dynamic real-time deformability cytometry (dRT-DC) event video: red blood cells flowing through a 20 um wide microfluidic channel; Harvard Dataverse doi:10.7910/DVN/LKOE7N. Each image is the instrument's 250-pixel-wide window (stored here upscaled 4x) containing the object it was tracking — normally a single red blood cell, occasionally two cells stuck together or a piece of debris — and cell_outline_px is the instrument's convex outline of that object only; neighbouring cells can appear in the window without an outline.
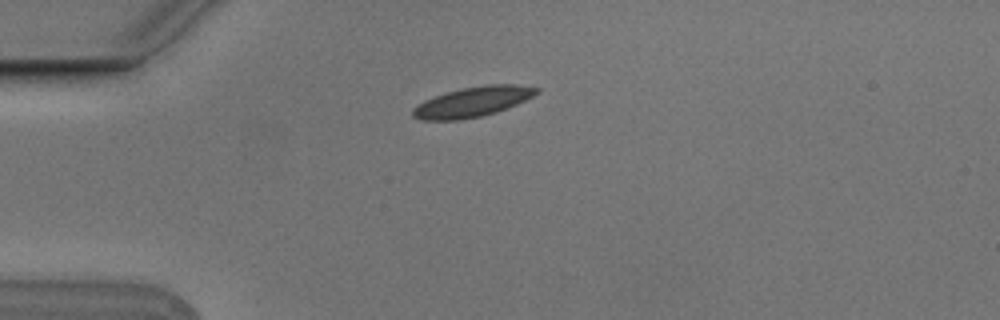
{"species": "Egyptian fruit bat (a non-hibernating species)", "species_latin": "Rousettus aegyptiacus", "temperature_condition": "cold", "stored_images_in_passage": 5, "camera_frame_rate_fps": 3000, "um_per_image_px": 0.085, "animal": {"sex": "male"}, "frame": {"image": 1, "passage_image": 1, "time_ms": 0.0, "image_size_px": [1000, 320], "cell_outline_px": [[540, 92], [508, 108], [496, 112], [480, 116], [460, 120], [420, 120], [412, 116], [412, 108], [424, 100], [460, 88], [484, 84], [516, 84], [540, 88]], "centroid_in_image_um": [40.17, 8.65], "position_along_channel_um": 44.8, "area_um2": 21.68}}
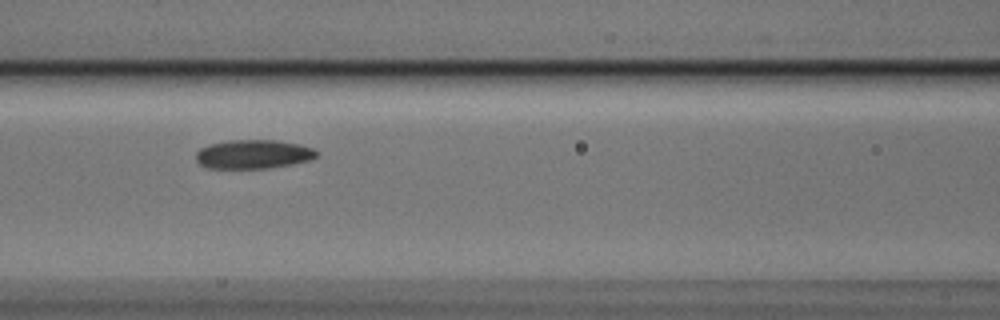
{"frame": {"image": 2, "passage_image": 4, "time_ms": 1.0, "image_size_px": [1000, 320], "cell_outline_px": [[320, 156], [312, 160], [272, 168], [204, 168], [196, 160], [196, 152], [200, 148], [208, 144], [228, 140], [276, 140], [300, 144], [312, 148], [320, 152]], "centroid_in_image_um": [21.57, 13.11], "position_along_channel_um": 145.0, "area_um2": 20.75}}
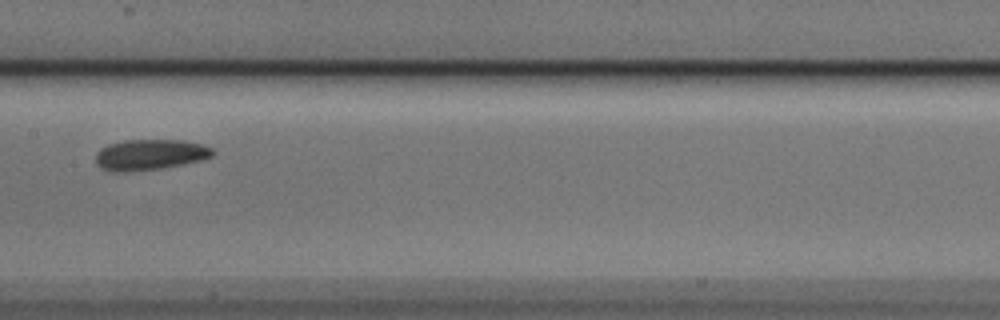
{"frame": {"image": 3, "passage_image": 5, "time_ms": 1.333, "image_size_px": [1000, 320], "cell_outline_px": [[216, 152], [212, 156], [200, 160], [184, 164], [160, 168], [124, 172], [108, 172], [100, 168], [96, 164], [96, 152], [100, 148], [108, 144], [124, 140], [184, 140], [200, 144], [212, 148]], "centroid_in_image_um": [12.7, 13.15], "position_along_channel_um": 194.7, "area_um2": 21.1}}